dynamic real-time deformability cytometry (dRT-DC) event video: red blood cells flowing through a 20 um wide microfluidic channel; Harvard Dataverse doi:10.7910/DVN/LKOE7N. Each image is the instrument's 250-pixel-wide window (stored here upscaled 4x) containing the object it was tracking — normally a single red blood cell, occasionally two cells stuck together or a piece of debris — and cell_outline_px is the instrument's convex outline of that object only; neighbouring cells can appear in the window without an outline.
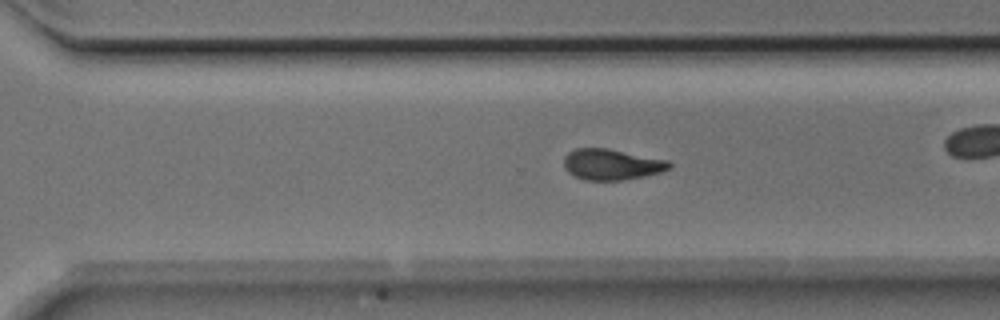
{"species": "Egyptian fruit bat (a non-hibernating species)", "species_latin": "Rousettus aegyptiacus", "temperature_condition": "room temperature", "stored_images_in_passage": 38, "camera_frame_rate_fps": 3000, "um_per_image_px": 0.085, "animal": {"sex": "male"}, "frame": {"image": 1, "passage_image": 22, "time_ms": 7.0, "image_size_px": [1000, 320], "cell_outline_px": [[672, 168], [660, 172], [644, 176], [620, 180], [584, 180], [568, 172], [564, 168], [564, 156], [568, 152], [576, 148], [608, 148], [668, 160], [672, 164]], "centroid_in_image_um": [51.99, 13.97], "position_along_channel_um": 318.6, "area_um2": 19.02}}